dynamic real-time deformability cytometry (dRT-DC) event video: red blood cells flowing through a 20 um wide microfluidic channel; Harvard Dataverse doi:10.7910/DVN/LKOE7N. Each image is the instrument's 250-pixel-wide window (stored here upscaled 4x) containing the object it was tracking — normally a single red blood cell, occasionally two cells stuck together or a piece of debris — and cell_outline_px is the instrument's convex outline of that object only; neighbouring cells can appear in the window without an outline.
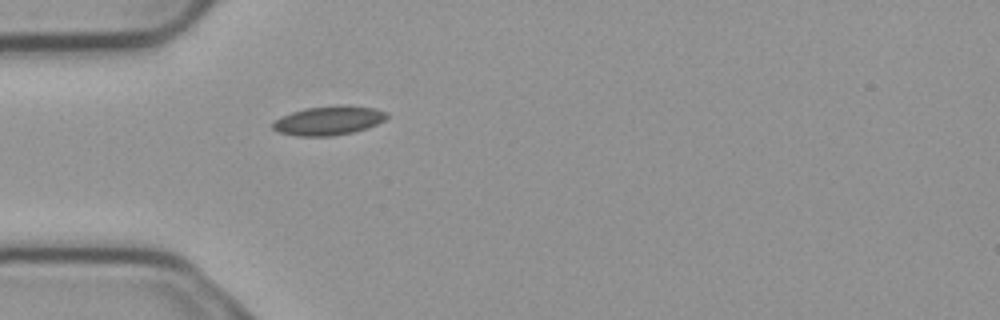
{"species": "common noctule bat (a hibernating species)", "species_latin": "Nyctalus noctula", "temperature_condition": "cold", "stored_images_in_passage": 1, "camera_frame_rate_fps": 3000, "um_per_image_px": 0.085, "animal": {"sex": "male", "body_mass_g": 23.1, "forearm_length_mm": 52.7}, "frame": {"image": 1, "passage_image": 1, "time_ms": 0.0, "image_size_px": [1000, 320], "cell_outline_px": [[388, 116], [384, 120], [368, 128], [352, 132], [332, 136], [296, 136], [276, 132], [272, 128], [272, 124], [280, 116], [304, 108], [336, 104], [344, 104], [376, 108], [388, 112]], "centroid_in_image_um": [27.93, 10.23], "position_along_channel_um": 57.1, "area_um2": 19.71}}